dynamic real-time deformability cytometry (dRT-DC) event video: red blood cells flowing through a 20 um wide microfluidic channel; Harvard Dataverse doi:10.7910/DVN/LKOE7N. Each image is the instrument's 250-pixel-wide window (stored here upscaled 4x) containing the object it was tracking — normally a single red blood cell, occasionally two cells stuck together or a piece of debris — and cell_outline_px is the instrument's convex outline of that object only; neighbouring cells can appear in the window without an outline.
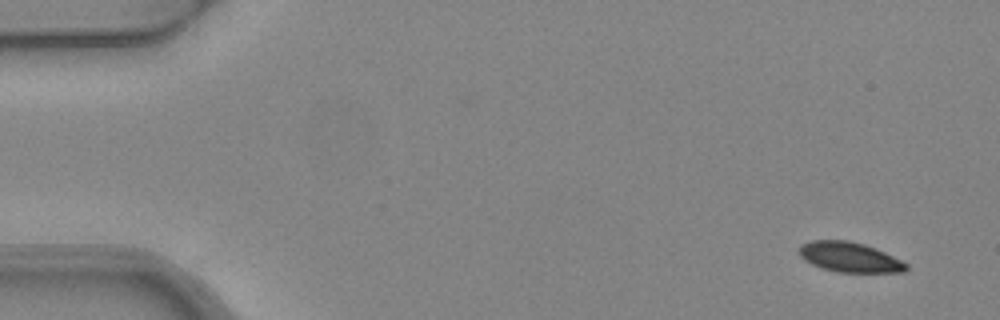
{"species": "common noctule bat (a hibernating species)", "species_latin": "Nyctalus noctula", "temperature_condition": "warm", "stored_images_in_passage": 5, "segment_of_instrument_passage": [1, 2], "camera_frame_rate_fps": 3000, "um_per_image_px": 0.085, "animal": {"sex": "female", "body_mass_g": 24.6, "forearm_length_mm": 56.2}, "frame": {"image": 1, "passage_image": 1, "time_ms": 0.0, "image_size_px": [1000, 320], "cell_outline_px": [[908, 268], [904, 272], [836, 272], [812, 264], [804, 260], [800, 256], [800, 244], [812, 240], [848, 240], [864, 244], [876, 248], [908, 264]], "centroid_in_image_um": [72.21, 21.85], "position_along_channel_um": 12.8, "area_um2": 18.61}}